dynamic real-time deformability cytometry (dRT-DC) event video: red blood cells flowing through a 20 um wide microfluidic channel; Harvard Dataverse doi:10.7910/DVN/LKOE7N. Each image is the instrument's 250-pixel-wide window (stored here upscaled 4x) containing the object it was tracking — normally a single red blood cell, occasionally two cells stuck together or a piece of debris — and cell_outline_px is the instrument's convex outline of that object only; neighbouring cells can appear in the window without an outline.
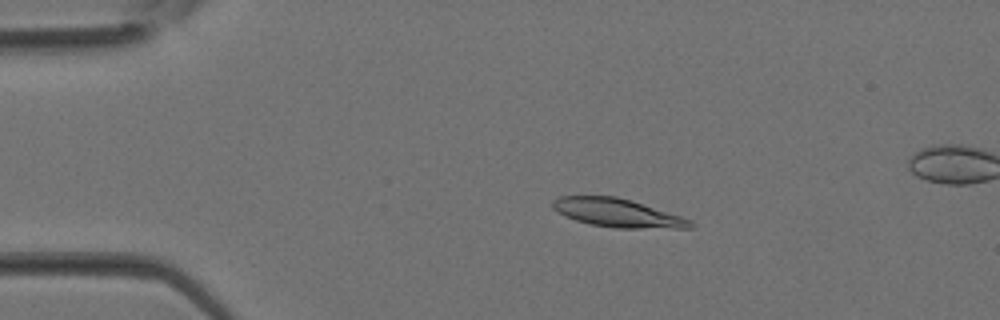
{"species": "Egyptian fruit bat (a non-hibernating species)", "species_latin": "Rousettus aegyptiacus", "temperature_condition": "room temperature", "stored_images_in_passage": 37, "segment_of_instrument_passage": [1, 2], "camera_frame_rate_fps": 3000, "um_per_image_px": 0.085, "animal": {"sex": "female"}, "frame": {"image": 1, "passage_image": 7, "time_ms": 2.0, "image_size_px": [1000, 320], "cell_outline_px": [[692, 228], [616, 228], [592, 224], [576, 220], [564, 216], [552, 208], [552, 200], [560, 196], [616, 196], [632, 200], [692, 220]], "centroid_in_image_um": [52.46, 18.09], "position_along_channel_um": 32.5, "area_um2": 22.66}}
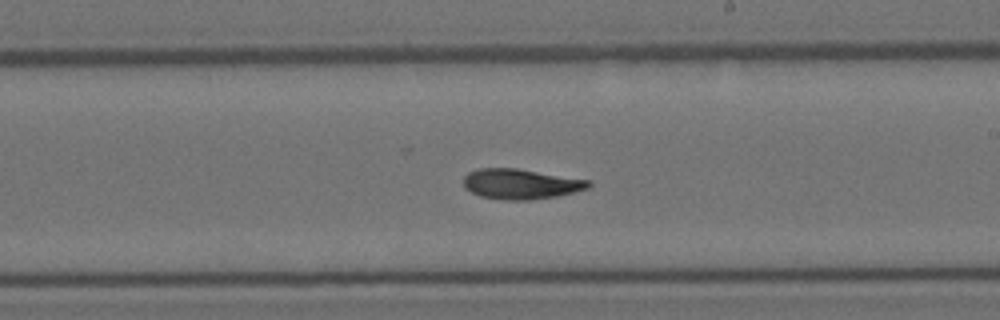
{"frame": {"image": 2, "passage_image": 21, "time_ms": 6.667, "image_size_px": [1000, 320], "cell_outline_px": [[592, 184], [588, 188], [556, 196], [528, 200], [504, 200], [480, 196], [464, 188], [464, 176], [468, 172], [480, 168], [516, 168], [592, 180]], "centroid_in_image_um": [44.27, 15.63], "position_along_channel_um": 244.7, "area_um2": 22.02}}
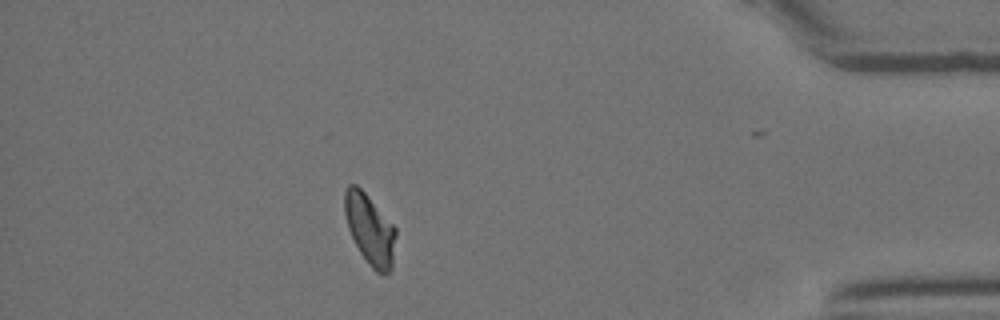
{"frame": {"image": 3, "passage_image": 32, "time_ms": 10.333, "image_size_px": [1000, 320], "cell_outline_px": [[396, 236], [392, 268], [388, 272], [376, 272], [372, 268], [360, 252], [348, 228], [344, 212], [344, 192], [348, 184], [356, 184], [364, 192], [396, 228]], "centroid_in_image_um": [31.43, 19.48], "position_along_channel_um": 403.8, "area_um2": 20.69}}